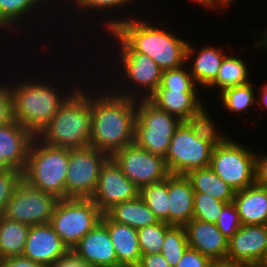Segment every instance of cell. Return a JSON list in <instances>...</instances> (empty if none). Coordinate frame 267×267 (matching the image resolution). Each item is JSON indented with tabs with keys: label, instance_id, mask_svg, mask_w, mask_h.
I'll return each instance as SVG.
<instances>
[{
	"label": "cell",
	"instance_id": "cell-1",
	"mask_svg": "<svg viewBox=\"0 0 267 267\" xmlns=\"http://www.w3.org/2000/svg\"><path fill=\"white\" fill-rule=\"evenodd\" d=\"M103 20L110 37L114 38L118 52H141L153 59L160 68L165 70L176 69L186 64V49L188 42L171 34L167 29L144 19L137 15L122 18ZM119 19V20H118ZM106 24V25H105ZM116 40V41H115Z\"/></svg>",
	"mask_w": 267,
	"mask_h": 267
},
{
	"label": "cell",
	"instance_id": "cell-2",
	"mask_svg": "<svg viewBox=\"0 0 267 267\" xmlns=\"http://www.w3.org/2000/svg\"><path fill=\"white\" fill-rule=\"evenodd\" d=\"M107 88L104 94L100 91L98 95L90 93V146L111 157L116 151L134 143L137 99L117 95L111 89L108 92Z\"/></svg>",
	"mask_w": 267,
	"mask_h": 267
},
{
	"label": "cell",
	"instance_id": "cell-3",
	"mask_svg": "<svg viewBox=\"0 0 267 267\" xmlns=\"http://www.w3.org/2000/svg\"><path fill=\"white\" fill-rule=\"evenodd\" d=\"M21 79L11 83L14 120L27 128L35 136L56 114L63 103L78 89L62 92L46 79ZM16 83V84H15ZM76 88V89H75ZM63 93V94H62ZM65 94V95H64Z\"/></svg>",
	"mask_w": 267,
	"mask_h": 267
},
{
	"label": "cell",
	"instance_id": "cell-4",
	"mask_svg": "<svg viewBox=\"0 0 267 267\" xmlns=\"http://www.w3.org/2000/svg\"><path fill=\"white\" fill-rule=\"evenodd\" d=\"M63 103L51 121L35 136L57 148L79 149L90 146V91L80 85ZM84 89V90H83Z\"/></svg>",
	"mask_w": 267,
	"mask_h": 267
},
{
	"label": "cell",
	"instance_id": "cell-5",
	"mask_svg": "<svg viewBox=\"0 0 267 267\" xmlns=\"http://www.w3.org/2000/svg\"><path fill=\"white\" fill-rule=\"evenodd\" d=\"M69 149L42 143L36 137L31 143L23 179L36 189L65 199Z\"/></svg>",
	"mask_w": 267,
	"mask_h": 267
},
{
	"label": "cell",
	"instance_id": "cell-6",
	"mask_svg": "<svg viewBox=\"0 0 267 267\" xmlns=\"http://www.w3.org/2000/svg\"><path fill=\"white\" fill-rule=\"evenodd\" d=\"M102 215L91 198L59 199L49 224L71 250L101 221Z\"/></svg>",
	"mask_w": 267,
	"mask_h": 267
},
{
	"label": "cell",
	"instance_id": "cell-7",
	"mask_svg": "<svg viewBox=\"0 0 267 267\" xmlns=\"http://www.w3.org/2000/svg\"><path fill=\"white\" fill-rule=\"evenodd\" d=\"M181 123L179 118L159 109L149 99H137L134 142L152 154L165 157Z\"/></svg>",
	"mask_w": 267,
	"mask_h": 267
},
{
	"label": "cell",
	"instance_id": "cell-8",
	"mask_svg": "<svg viewBox=\"0 0 267 267\" xmlns=\"http://www.w3.org/2000/svg\"><path fill=\"white\" fill-rule=\"evenodd\" d=\"M114 56L118 57L117 61L119 63L117 64L119 66H112L115 67L114 72L119 69V80L122 77V82H127L125 84L129 87L121 85L122 82L120 80V82L117 81L119 84L116 82L114 84H110V88H112L111 85L113 87L115 84L118 85L116 88L111 89V91H114L115 94L120 96L135 99H148L160 85L163 73L160 66L149 56L141 52H119L118 55L115 54ZM118 88L120 89L119 91L117 90Z\"/></svg>",
	"mask_w": 267,
	"mask_h": 267
},
{
	"label": "cell",
	"instance_id": "cell-9",
	"mask_svg": "<svg viewBox=\"0 0 267 267\" xmlns=\"http://www.w3.org/2000/svg\"><path fill=\"white\" fill-rule=\"evenodd\" d=\"M232 139L214 147L209 167L237 192L255 183L256 152Z\"/></svg>",
	"mask_w": 267,
	"mask_h": 267
},
{
	"label": "cell",
	"instance_id": "cell-10",
	"mask_svg": "<svg viewBox=\"0 0 267 267\" xmlns=\"http://www.w3.org/2000/svg\"><path fill=\"white\" fill-rule=\"evenodd\" d=\"M214 146L198 139L186 122L176 129L165 155L170 174L186 175L188 172L210 165Z\"/></svg>",
	"mask_w": 267,
	"mask_h": 267
},
{
	"label": "cell",
	"instance_id": "cell-11",
	"mask_svg": "<svg viewBox=\"0 0 267 267\" xmlns=\"http://www.w3.org/2000/svg\"><path fill=\"white\" fill-rule=\"evenodd\" d=\"M110 156L97 148L69 149L65 181L66 198H91L96 190L101 167Z\"/></svg>",
	"mask_w": 267,
	"mask_h": 267
},
{
	"label": "cell",
	"instance_id": "cell-12",
	"mask_svg": "<svg viewBox=\"0 0 267 267\" xmlns=\"http://www.w3.org/2000/svg\"><path fill=\"white\" fill-rule=\"evenodd\" d=\"M59 199L36 189L24 179L6 204L3 217L28 226L50 223Z\"/></svg>",
	"mask_w": 267,
	"mask_h": 267
},
{
	"label": "cell",
	"instance_id": "cell-13",
	"mask_svg": "<svg viewBox=\"0 0 267 267\" xmlns=\"http://www.w3.org/2000/svg\"><path fill=\"white\" fill-rule=\"evenodd\" d=\"M111 157L139 190L170 175L164 157L142 149L135 142L116 151Z\"/></svg>",
	"mask_w": 267,
	"mask_h": 267
},
{
	"label": "cell",
	"instance_id": "cell-14",
	"mask_svg": "<svg viewBox=\"0 0 267 267\" xmlns=\"http://www.w3.org/2000/svg\"><path fill=\"white\" fill-rule=\"evenodd\" d=\"M139 196V189L122 172L119 165L109 157L101 167L96 190L91 199L104 214L118 203Z\"/></svg>",
	"mask_w": 267,
	"mask_h": 267
},
{
	"label": "cell",
	"instance_id": "cell-15",
	"mask_svg": "<svg viewBox=\"0 0 267 267\" xmlns=\"http://www.w3.org/2000/svg\"><path fill=\"white\" fill-rule=\"evenodd\" d=\"M267 254V224L242 225L228 240L227 258L242 267H260Z\"/></svg>",
	"mask_w": 267,
	"mask_h": 267
},
{
	"label": "cell",
	"instance_id": "cell-16",
	"mask_svg": "<svg viewBox=\"0 0 267 267\" xmlns=\"http://www.w3.org/2000/svg\"><path fill=\"white\" fill-rule=\"evenodd\" d=\"M35 135L15 120L0 127V169L23 172Z\"/></svg>",
	"mask_w": 267,
	"mask_h": 267
},
{
	"label": "cell",
	"instance_id": "cell-17",
	"mask_svg": "<svg viewBox=\"0 0 267 267\" xmlns=\"http://www.w3.org/2000/svg\"><path fill=\"white\" fill-rule=\"evenodd\" d=\"M68 251L69 248L48 223L30 226L22 256L43 267H50Z\"/></svg>",
	"mask_w": 267,
	"mask_h": 267
},
{
	"label": "cell",
	"instance_id": "cell-18",
	"mask_svg": "<svg viewBox=\"0 0 267 267\" xmlns=\"http://www.w3.org/2000/svg\"><path fill=\"white\" fill-rule=\"evenodd\" d=\"M71 250L89 267H117L115 248L107 227L101 221Z\"/></svg>",
	"mask_w": 267,
	"mask_h": 267
},
{
	"label": "cell",
	"instance_id": "cell-19",
	"mask_svg": "<svg viewBox=\"0 0 267 267\" xmlns=\"http://www.w3.org/2000/svg\"><path fill=\"white\" fill-rule=\"evenodd\" d=\"M188 246L213 260H226L228 240L216 224L192 219L185 226Z\"/></svg>",
	"mask_w": 267,
	"mask_h": 267
},
{
	"label": "cell",
	"instance_id": "cell-20",
	"mask_svg": "<svg viewBox=\"0 0 267 267\" xmlns=\"http://www.w3.org/2000/svg\"><path fill=\"white\" fill-rule=\"evenodd\" d=\"M101 222L107 227L116 251L117 267H137L141 259L137 229L111 221L105 214Z\"/></svg>",
	"mask_w": 267,
	"mask_h": 267
},
{
	"label": "cell",
	"instance_id": "cell-21",
	"mask_svg": "<svg viewBox=\"0 0 267 267\" xmlns=\"http://www.w3.org/2000/svg\"><path fill=\"white\" fill-rule=\"evenodd\" d=\"M224 51L221 47L216 48L211 45L195 51L193 45L188 42L186 63L190 62L191 67L188 69L197 86L200 85L201 88L206 89L216 79L221 62L226 55Z\"/></svg>",
	"mask_w": 267,
	"mask_h": 267
},
{
	"label": "cell",
	"instance_id": "cell-22",
	"mask_svg": "<svg viewBox=\"0 0 267 267\" xmlns=\"http://www.w3.org/2000/svg\"><path fill=\"white\" fill-rule=\"evenodd\" d=\"M170 225L185 226L193 219L194 191L186 175L168 176Z\"/></svg>",
	"mask_w": 267,
	"mask_h": 267
},
{
	"label": "cell",
	"instance_id": "cell-23",
	"mask_svg": "<svg viewBox=\"0 0 267 267\" xmlns=\"http://www.w3.org/2000/svg\"><path fill=\"white\" fill-rule=\"evenodd\" d=\"M198 91H176L157 88L148 98L159 109L185 122L204 106Z\"/></svg>",
	"mask_w": 267,
	"mask_h": 267
},
{
	"label": "cell",
	"instance_id": "cell-24",
	"mask_svg": "<svg viewBox=\"0 0 267 267\" xmlns=\"http://www.w3.org/2000/svg\"><path fill=\"white\" fill-rule=\"evenodd\" d=\"M242 225L267 224V187L254 183L233 198Z\"/></svg>",
	"mask_w": 267,
	"mask_h": 267
},
{
	"label": "cell",
	"instance_id": "cell-25",
	"mask_svg": "<svg viewBox=\"0 0 267 267\" xmlns=\"http://www.w3.org/2000/svg\"><path fill=\"white\" fill-rule=\"evenodd\" d=\"M111 221L139 229L156 224L159 219L140 196L115 204L104 213Z\"/></svg>",
	"mask_w": 267,
	"mask_h": 267
},
{
	"label": "cell",
	"instance_id": "cell-26",
	"mask_svg": "<svg viewBox=\"0 0 267 267\" xmlns=\"http://www.w3.org/2000/svg\"><path fill=\"white\" fill-rule=\"evenodd\" d=\"M186 177L194 193H205L226 203L233 202L236 191L219 178L209 166L192 170L186 174Z\"/></svg>",
	"mask_w": 267,
	"mask_h": 267
},
{
	"label": "cell",
	"instance_id": "cell-27",
	"mask_svg": "<svg viewBox=\"0 0 267 267\" xmlns=\"http://www.w3.org/2000/svg\"><path fill=\"white\" fill-rule=\"evenodd\" d=\"M249 70L244 59L226 54L221 62L216 79L206 89L223 91L230 87L250 83Z\"/></svg>",
	"mask_w": 267,
	"mask_h": 267
},
{
	"label": "cell",
	"instance_id": "cell-28",
	"mask_svg": "<svg viewBox=\"0 0 267 267\" xmlns=\"http://www.w3.org/2000/svg\"><path fill=\"white\" fill-rule=\"evenodd\" d=\"M30 226L0 217V258L22 256Z\"/></svg>",
	"mask_w": 267,
	"mask_h": 267
},
{
	"label": "cell",
	"instance_id": "cell-29",
	"mask_svg": "<svg viewBox=\"0 0 267 267\" xmlns=\"http://www.w3.org/2000/svg\"><path fill=\"white\" fill-rule=\"evenodd\" d=\"M168 178L144 186L139 190V196L154 212L159 221L170 225V207L168 197Z\"/></svg>",
	"mask_w": 267,
	"mask_h": 267
},
{
	"label": "cell",
	"instance_id": "cell-30",
	"mask_svg": "<svg viewBox=\"0 0 267 267\" xmlns=\"http://www.w3.org/2000/svg\"><path fill=\"white\" fill-rule=\"evenodd\" d=\"M210 114L204 105L197 113L190 116L185 122L193 130L194 135L203 141H206L214 147L223 144L228 138V135H223L216 130V124L213 122Z\"/></svg>",
	"mask_w": 267,
	"mask_h": 267
},
{
	"label": "cell",
	"instance_id": "cell-31",
	"mask_svg": "<svg viewBox=\"0 0 267 267\" xmlns=\"http://www.w3.org/2000/svg\"><path fill=\"white\" fill-rule=\"evenodd\" d=\"M43 4H46L43 0H0V19L11 29L10 32L17 31L15 27L24 18L27 20L32 10L36 11L38 6L42 8Z\"/></svg>",
	"mask_w": 267,
	"mask_h": 267
},
{
	"label": "cell",
	"instance_id": "cell-32",
	"mask_svg": "<svg viewBox=\"0 0 267 267\" xmlns=\"http://www.w3.org/2000/svg\"><path fill=\"white\" fill-rule=\"evenodd\" d=\"M252 82L241 85L230 87L222 92L219 95L222 105L226 110L232 113L246 112L256 103V91Z\"/></svg>",
	"mask_w": 267,
	"mask_h": 267
},
{
	"label": "cell",
	"instance_id": "cell-33",
	"mask_svg": "<svg viewBox=\"0 0 267 267\" xmlns=\"http://www.w3.org/2000/svg\"><path fill=\"white\" fill-rule=\"evenodd\" d=\"M189 248L184 226H171L165 233L161 254L175 267Z\"/></svg>",
	"mask_w": 267,
	"mask_h": 267
},
{
	"label": "cell",
	"instance_id": "cell-34",
	"mask_svg": "<svg viewBox=\"0 0 267 267\" xmlns=\"http://www.w3.org/2000/svg\"><path fill=\"white\" fill-rule=\"evenodd\" d=\"M171 227L166 222L160 221L137 229L138 242L142 254L161 253L165 233Z\"/></svg>",
	"mask_w": 267,
	"mask_h": 267
},
{
	"label": "cell",
	"instance_id": "cell-35",
	"mask_svg": "<svg viewBox=\"0 0 267 267\" xmlns=\"http://www.w3.org/2000/svg\"><path fill=\"white\" fill-rule=\"evenodd\" d=\"M185 65L176 69L163 71L158 88L176 91H199L198 88L200 89V87L197 86L191 76L188 64Z\"/></svg>",
	"mask_w": 267,
	"mask_h": 267
},
{
	"label": "cell",
	"instance_id": "cell-36",
	"mask_svg": "<svg viewBox=\"0 0 267 267\" xmlns=\"http://www.w3.org/2000/svg\"><path fill=\"white\" fill-rule=\"evenodd\" d=\"M226 202L212 198L205 193H194L193 219L216 224Z\"/></svg>",
	"mask_w": 267,
	"mask_h": 267
},
{
	"label": "cell",
	"instance_id": "cell-37",
	"mask_svg": "<svg viewBox=\"0 0 267 267\" xmlns=\"http://www.w3.org/2000/svg\"><path fill=\"white\" fill-rule=\"evenodd\" d=\"M22 179L23 172L20 170L0 169V217L3 216L6 204Z\"/></svg>",
	"mask_w": 267,
	"mask_h": 267
},
{
	"label": "cell",
	"instance_id": "cell-38",
	"mask_svg": "<svg viewBox=\"0 0 267 267\" xmlns=\"http://www.w3.org/2000/svg\"><path fill=\"white\" fill-rule=\"evenodd\" d=\"M218 230L229 240L242 226L236 206L233 202L227 203L216 221Z\"/></svg>",
	"mask_w": 267,
	"mask_h": 267
},
{
	"label": "cell",
	"instance_id": "cell-39",
	"mask_svg": "<svg viewBox=\"0 0 267 267\" xmlns=\"http://www.w3.org/2000/svg\"><path fill=\"white\" fill-rule=\"evenodd\" d=\"M73 1V6L75 5L79 9V12L82 10L84 13L88 11V13L91 12H98V11H104L106 15V10L109 12L110 10L114 9L117 11L120 7H127L130 6L129 3L131 4V1L133 2L134 0H69L71 3ZM76 4H75V3Z\"/></svg>",
	"mask_w": 267,
	"mask_h": 267
},
{
	"label": "cell",
	"instance_id": "cell-40",
	"mask_svg": "<svg viewBox=\"0 0 267 267\" xmlns=\"http://www.w3.org/2000/svg\"><path fill=\"white\" fill-rule=\"evenodd\" d=\"M14 121L13 98L10 83L0 84V127Z\"/></svg>",
	"mask_w": 267,
	"mask_h": 267
},
{
	"label": "cell",
	"instance_id": "cell-41",
	"mask_svg": "<svg viewBox=\"0 0 267 267\" xmlns=\"http://www.w3.org/2000/svg\"><path fill=\"white\" fill-rule=\"evenodd\" d=\"M211 260L198 252L188 248L175 267H207Z\"/></svg>",
	"mask_w": 267,
	"mask_h": 267
},
{
	"label": "cell",
	"instance_id": "cell-42",
	"mask_svg": "<svg viewBox=\"0 0 267 267\" xmlns=\"http://www.w3.org/2000/svg\"><path fill=\"white\" fill-rule=\"evenodd\" d=\"M50 267H89L87 262L78 257L72 250L57 259Z\"/></svg>",
	"mask_w": 267,
	"mask_h": 267
},
{
	"label": "cell",
	"instance_id": "cell-43",
	"mask_svg": "<svg viewBox=\"0 0 267 267\" xmlns=\"http://www.w3.org/2000/svg\"><path fill=\"white\" fill-rule=\"evenodd\" d=\"M255 183L267 187V155L256 153Z\"/></svg>",
	"mask_w": 267,
	"mask_h": 267
},
{
	"label": "cell",
	"instance_id": "cell-44",
	"mask_svg": "<svg viewBox=\"0 0 267 267\" xmlns=\"http://www.w3.org/2000/svg\"><path fill=\"white\" fill-rule=\"evenodd\" d=\"M137 267H172L165 257L159 254H142Z\"/></svg>",
	"mask_w": 267,
	"mask_h": 267
},
{
	"label": "cell",
	"instance_id": "cell-45",
	"mask_svg": "<svg viewBox=\"0 0 267 267\" xmlns=\"http://www.w3.org/2000/svg\"><path fill=\"white\" fill-rule=\"evenodd\" d=\"M0 267H43V266L24 256H13L1 259Z\"/></svg>",
	"mask_w": 267,
	"mask_h": 267
},
{
	"label": "cell",
	"instance_id": "cell-46",
	"mask_svg": "<svg viewBox=\"0 0 267 267\" xmlns=\"http://www.w3.org/2000/svg\"><path fill=\"white\" fill-rule=\"evenodd\" d=\"M192 3L194 2L199 4V5H203V7L205 6L206 8L210 9H216L218 10V8L220 7L221 9H225V7H229V5H231V3L228 0H190ZM219 6V7H218Z\"/></svg>",
	"mask_w": 267,
	"mask_h": 267
},
{
	"label": "cell",
	"instance_id": "cell-47",
	"mask_svg": "<svg viewBox=\"0 0 267 267\" xmlns=\"http://www.w3.org/2000/svg\"><path fill=\"white\" fill-rule=\"evenodd\" d=\"M260 92L257 98V103L258 105H260L261 108L267 110V82H265L260 88H259Z\"/></svg>",
	"mask_w": 267,
	"mask_h": 267
},
{
	"label": "cell",
	"instance_id": "cell-48",
	"mask_svg": "<svg viewBox=\"0 0 267 267\" xmlns=\"http://www.w3.org/2000/svg\"><path fill=\"white\" fill-rule=\"evenodd\" d=\"M207 267H242L236 263H233L229 260H213Z\"/></svg>",
	"mask_w": 267,
	"mask_h": 267
},
{
	"label": "cell",
	"instance_id": "cell-49",
	"mask_svg": "<svg viewBox=\"0 0 267 267\" xmlns=\"http://www.w3.org/2000/svg\"><path fill=\"white\" fill-rule=\"evenodd\" d=\"M257 36H259L258 37V40H256V43L254 44V48H263V49H265V50H267V30L266 31H264V33H263V31H262V33H260L259 35L257 34Z\"/></svg>",
	"mask_w": 267,
	"mask_h": 267
},
{
	"label": "cell",
	"instance_id": "cell-50",
	"mask_svg": "<svg viewBox=\"0 0 267 267\" xmlns=\"http://www.w3.org/2000/svg\"><path fill=\"white\" fill-rule=\"evenodd\" d=\"M0 30H1V32H3L4 30L5 31H9L10 30V28L0 19ZM3 30V31H2Z\"/></svg>",
	"mask_w": 267,
	"mask_h": 267
},
{
	"label": "cell",
	"instance_id": "cell-51",
	"mask_svg": "<svg viewBox=\"0 0 267 267\" xmlns=\"http://www.w3.org/2000/svg\"><path fill=\"white\" fill-rule=\"evenodd\" d=\"M260 267H267V254H266L263 262L261 263Z\"/></svg>",
	"mask_w": 267,
	"mask_h": 267
},
{
	"label": "cell",
	"instance_id": "cell-52",
	"mask_svg": "<svg viewBox=\"0 0 267 267\" xmlns=\"http://www.w3.org/2000/svg\"><path fill=\"white\" fill-rule=\"evenodd\" d=\"M45 3H46V5L48 4V7L47 8H51V7H49V5L52 3V2H54L53 0H43ZM52 1V2H51ZM64 1V0H63ZM48 2V3H47ZM49 2H50V4H49Z\"/></svg>",
	"mask_w": 267,
	"mask_h": 267
}]
</instances>
